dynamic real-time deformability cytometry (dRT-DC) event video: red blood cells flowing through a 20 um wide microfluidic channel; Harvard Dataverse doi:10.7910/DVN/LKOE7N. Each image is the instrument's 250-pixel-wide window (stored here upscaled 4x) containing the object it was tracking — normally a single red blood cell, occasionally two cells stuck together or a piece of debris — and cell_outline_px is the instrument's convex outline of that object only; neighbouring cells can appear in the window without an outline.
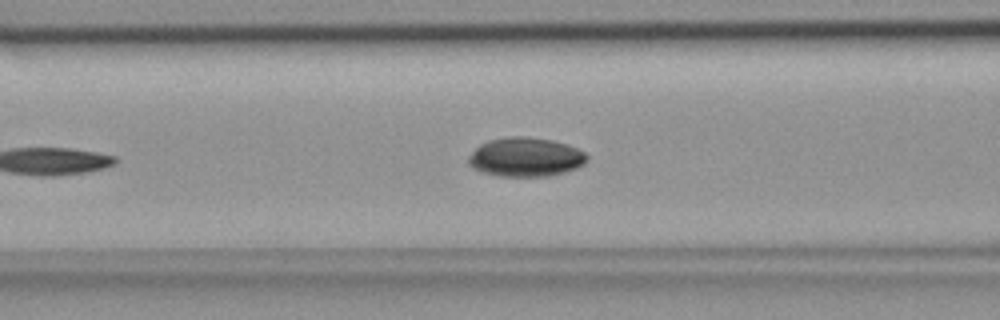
{"species": "common noctule bat (a hibernating species)", "species_latin": "Nyctalus noctula", "temperature_condition": "room temperature", "stored_images_in_passage": 37, "camera_frame_rate_fps": 3000, "um_per_image_px": 0.085, "animal": {"sex": "female", "body_mass_g": 18.4}, "frame": {"image": 1, "passage_image": 10, "time_ms": 3.0, "image_size_px": [1000, 320], "cell_outline_px": [[588, 160], [584, 164], [576, 168], [564, 172], [548, 176], [500, 176], [480, 172], [472, 168], [468, 164], [468, 156], [480, 144], [488, 140], [508, 136], [524, 136], [552, 140], [568, 144], [584, 152], [588, 156]], "centroid_in_image_um": [44.66, 13.35], "position_along_channel_um": 121.9, "area_um2": 27.17}}
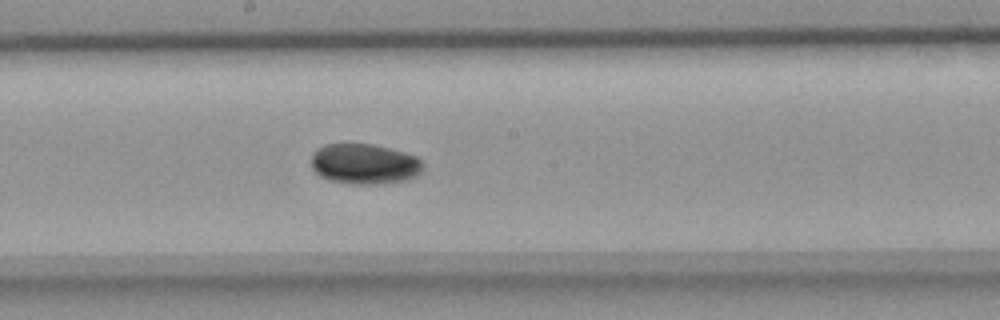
{"frame": {"image": 2, "passage_image": 17, "time_ms": 5.333, "image_size_px": [1000, 320], "cell_outline_px": [[424, 168], [416, 176], [408, 180], [384, 184], [348, 184], [328, 180], [320, 176], [312, 168], [312, 152], [316, 148], [324, 144], [372, 144], [404, 152], [416, 156], [424, 164]], "centroid_in_image_um": [30.98, 13.95], "position_along_channel_um": 217.2, "area_um2": 26.65}}
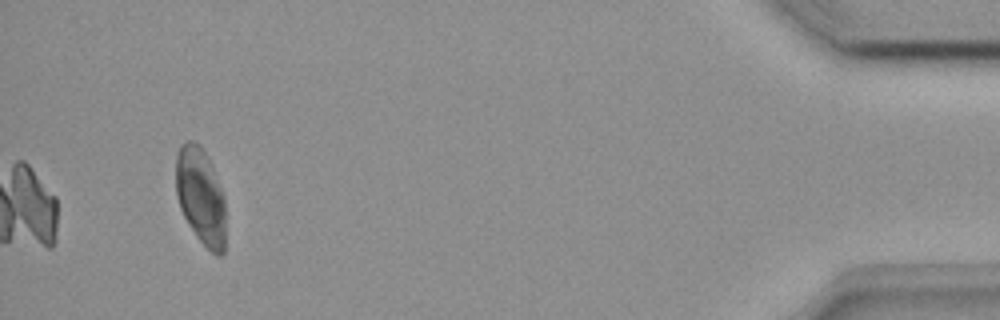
{"frame": {"image": 3, "passage_image": 37, "time_ms": 12.0, "image_size_px": [1000, 320], "cell_outline_px": [[224, 252], [220, 256], [216, 256], [196, 236], [188, 224], [180, 208], [176, 196], [176, 152], [180, 144], [188, 140], [192, 140], [208, 156], [212, 164], [224, 196]], "centroid_in_image_um": [17.04, 16.66], "position_along_channel_um": 418.2, "area_um2": 28.03}}